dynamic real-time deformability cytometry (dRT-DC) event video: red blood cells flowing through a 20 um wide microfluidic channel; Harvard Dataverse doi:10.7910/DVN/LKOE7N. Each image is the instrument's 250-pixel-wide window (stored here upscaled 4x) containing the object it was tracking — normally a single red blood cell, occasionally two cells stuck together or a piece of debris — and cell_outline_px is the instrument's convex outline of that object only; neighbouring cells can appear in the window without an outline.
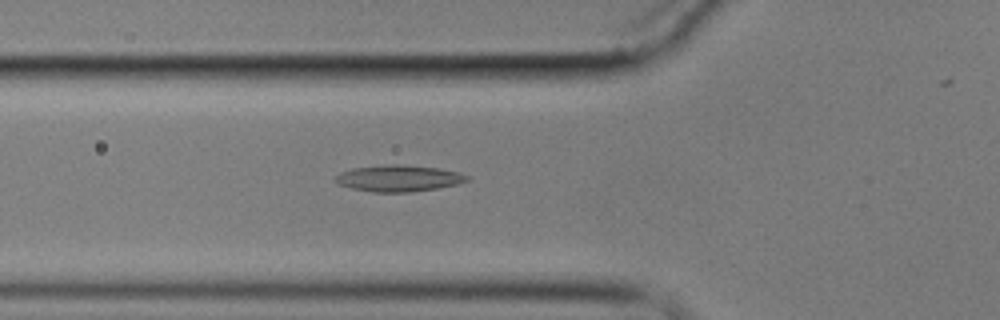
{"species": "common noctule bat (a hibernating species)", "species_latin": "Nyctalus noctula", "temperature_condition": "cold", "stored_images_in_passage": 5, "camera_frame_rate_fps": 3000, "um_per_image_px": 0.085, "animal": {"sex": "male", "body_mass_g": 17.9}, "frame": {"image": 1, "passage_image": 5, "time_ms": 5.333, "image_size_px": [1000, 320], "cell_outline_px": [[468, 180], [456, 184], [440, 188], [412, 192], [372, 192], [352, 188], [336, 184], [332, 180], [340, 172], [352, 168], [388, 164], [396, 164], [440, 168], [460, 172], [468, 176]], "centroid_in_image_um": [33.85, 15.16], "position_along_channel_um": 91.9, "area_um2": 20.46}}